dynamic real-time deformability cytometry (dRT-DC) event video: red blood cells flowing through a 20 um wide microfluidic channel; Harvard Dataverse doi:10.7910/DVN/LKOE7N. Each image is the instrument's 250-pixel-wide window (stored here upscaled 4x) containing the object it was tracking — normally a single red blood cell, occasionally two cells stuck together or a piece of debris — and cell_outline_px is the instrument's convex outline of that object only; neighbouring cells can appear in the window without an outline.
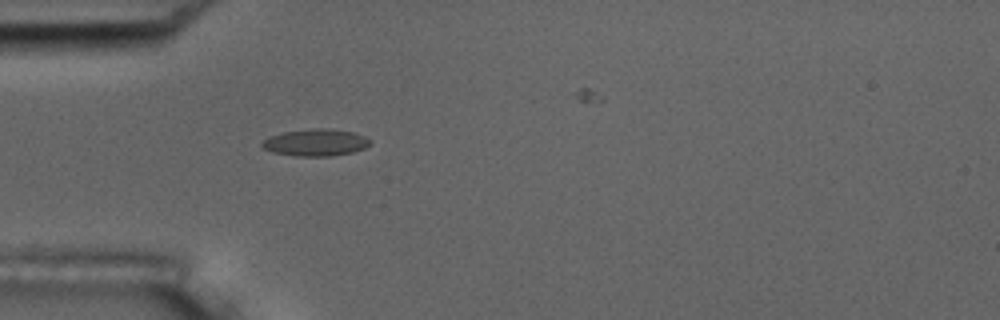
{"species": "common noctule bat (a hibernating species)", "species_latin": "Nyctalus noctula", "temperature_condition": "room temperature", "stored_images_in_passage": 29, "camera_frame_rate_fps": 3000, "um_per_image_px": 0.085, "animal": {"sex": "male", "body_mass_g": 17.5, "forearm_length_mm": 52.3}, "frame": {"image": 1, "passage_image": 1, "time_ms": 0.0, "image_size_px": [1000, 320], "cell_outline_px": [[372, 144], [364, 148], [352, 152], [332, 156], [296, 156], [272, 152], [264, 148], [260, 144], [268, 136], [284, 132], [312, 128], [328, 128], [352, 132], [364, 136], [372, 140]], "centroid_in_image_um": [26.84, 12.11], "position_along_channel_um": 58.2, "area_um2": 17.05}}
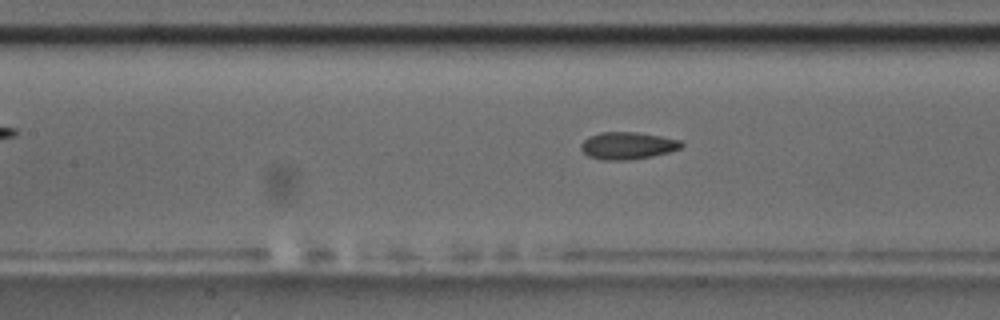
{"frame": {"image": 2, "passage_image": 9, "time_ms": 2.667, "image_size_px": [1000, 320], "cell_outline_px": [[684, 144], [680, 148], [668, 152], [652, 156], [628, 160], [600, 160], [588, 156], [580, 148], [580, 144], [588, 136], [600, 132], [636, 132], [660, 136], [680, 140]], "centroid_in_image_um": [53.31, 12.38], "position_along_channel_um": 154.1, "area_um2": 15.95}}